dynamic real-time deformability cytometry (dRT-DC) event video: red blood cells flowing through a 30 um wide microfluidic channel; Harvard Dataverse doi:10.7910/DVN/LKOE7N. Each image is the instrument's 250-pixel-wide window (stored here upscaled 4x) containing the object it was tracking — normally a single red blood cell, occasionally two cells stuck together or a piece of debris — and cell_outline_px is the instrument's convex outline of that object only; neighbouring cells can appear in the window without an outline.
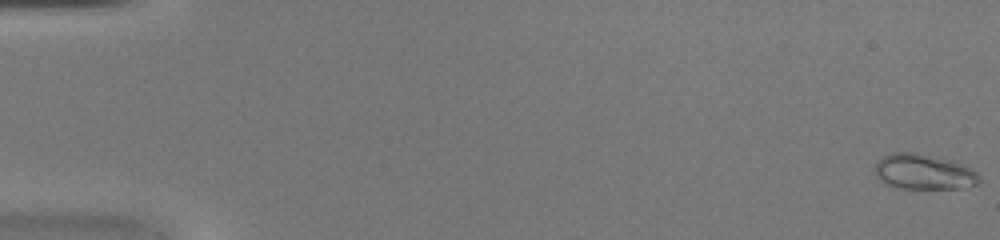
{"species": "common noctule bat (a hibernating species)", "species_latin": "Nyctalus noctula", "temperature_condition": "warm", "stored_images_in_passage": 49, "camera_frame_rate_fps": 3000, "um_per_image_px": 0.085, "animal": {"sex": "female", "body_mass_g": 20.0, "forearm_length_mm": 54.0}, "frame": {"image": 1, "passage_image": 1, "time_ms": 0.0, "image_size_px": [1000, 240], "cell_outline_px": [[980, 180], [976, 184], [964, 188], [896, 188], [884, 184], [876, 176], [876, 160], [892, 152], [916, 152], [952, 160], [964, 164], [972, 168], [980, 176]], "centroid_in_image_um": [78.52, 14.6], "position_along_channel_um": 6.5, "area_um2": 21.73}}
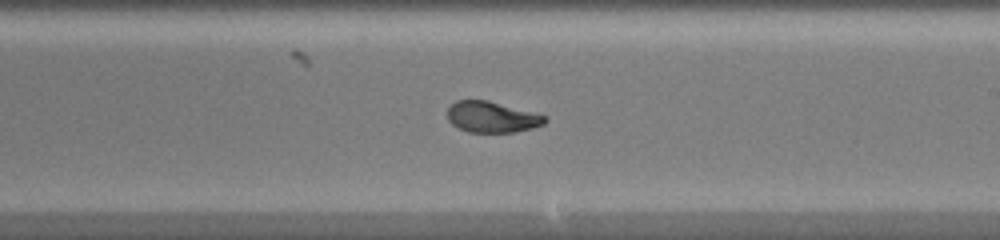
{"frame": {"image": 2, "passage_image": 30, "time_ms": 9.667, "image_size_px": [1000, 240], "cell_outline_px": [[548, 120], [544, 124], [532, 128], [512, 132], [468, 132], [452, 124], [448, 120], [448, 108], [456, 100], [488, 100], [548, 116]], "centroid_in_image_um": [41.83, 9.94], "position_along_channel_um": 247.2, "area_um2": 17.57}}
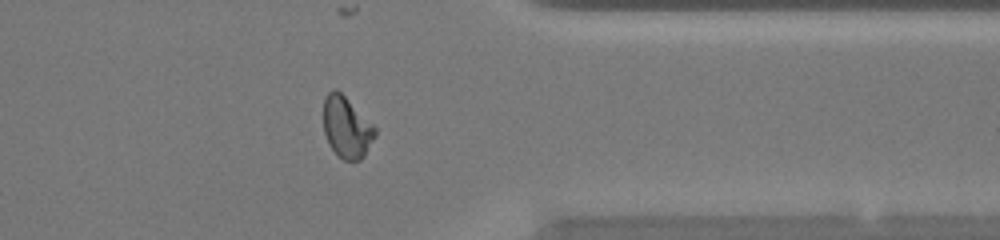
{"frame": {"image": 3, "passage_image": 40, "time_ms": 13.0, "image_size_px": [1000, 240], "cell_outline_px": [[376, 136], [364, 156], [360, 160], [344, 160], [328, 144], [324, 132], [324, 96], [332, 88], [336, 88], [376, 128]], "centroid_in_image_um": [29.45, 10.81], "position_along_channel_um": 381.9, "area_um2": 18.21}, "authors_computed_cell_mechanics": {"area_um2": 18.785, "velocity_mm_per_s": 4.2845, "shape_relaxation_time_tau1_ms": 4.4796, "shape_relaxation_time_tau2_ms": 0.948, "deformation_change_tau1": 0.2426, "deformation_change_tau2": 0.0527}}